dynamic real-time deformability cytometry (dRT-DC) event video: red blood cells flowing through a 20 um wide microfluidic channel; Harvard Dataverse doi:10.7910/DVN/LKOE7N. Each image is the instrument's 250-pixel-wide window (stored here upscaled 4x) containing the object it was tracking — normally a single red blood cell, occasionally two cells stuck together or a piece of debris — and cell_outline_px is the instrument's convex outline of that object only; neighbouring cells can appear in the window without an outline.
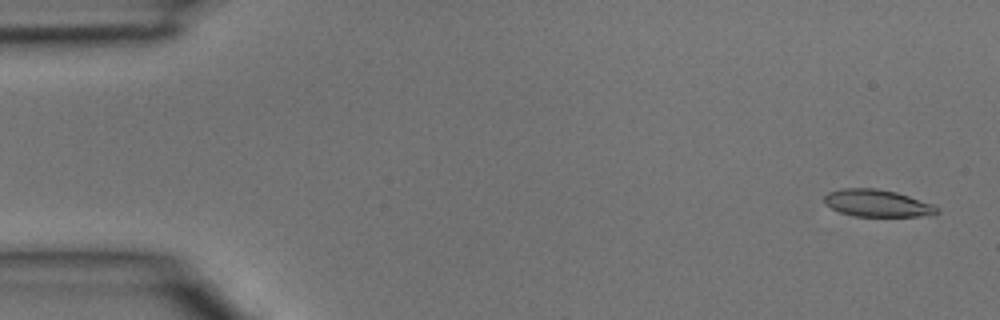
{"species": "common noctule bat (a hibernating species)", "species_latin": "Nyctalus noctula", "temperature_condition": "room temperature", "stored_images_in_passage": 5, "camera_frame_rate_fps": 3000, "um_per_image_px": 0.085, "animal": {"sex": "male", "body_mass_g": 15.6}, "frame": {"image": 1, "passage_image": 1, "time_ms": 0.0, "image_size_px": [1000, 320], "cell_outline_px": [[940, 212], [932, 216], [852, 216], [840, 212], [832, 208], [824, 200], [824, 196], [828, 192], [840, 188], [876, 188], [896, 192], [932, 204], [940, 208]], "centroid_in_image_um": [74.6, 17.27], "position_along_channel_um": 10.4, "area_um2": 17.86}}